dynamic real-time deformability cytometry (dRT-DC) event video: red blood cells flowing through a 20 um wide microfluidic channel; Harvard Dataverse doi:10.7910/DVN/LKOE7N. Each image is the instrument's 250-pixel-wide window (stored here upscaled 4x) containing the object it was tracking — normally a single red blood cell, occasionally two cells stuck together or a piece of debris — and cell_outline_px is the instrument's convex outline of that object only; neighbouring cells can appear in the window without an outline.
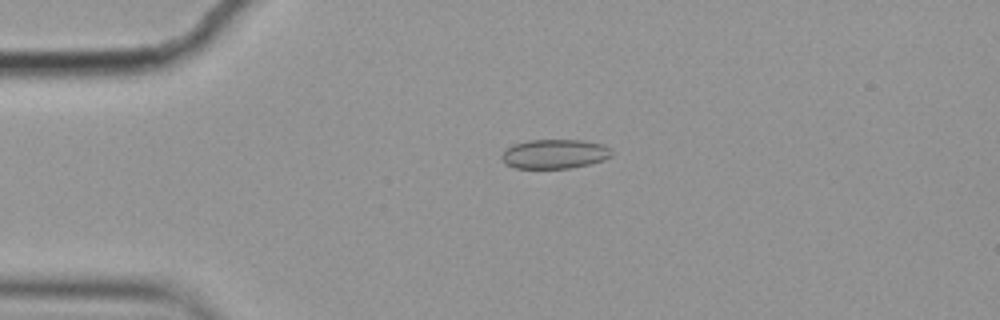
{"species": "common noctule bat (a hibernating species)", "species_latin": "Nyctalus noctula", "temperature_condition": "cold", "stored_images_in_passage": 4, "camera_frame_rate_fps": 3000, "um_per_image_px": 0.085, "animal": {"sex": "female", "body_mass_g": 19.9}, "frame": {"image": 1, "passage_image": 3, "time_ms": 0.667, "image_size_px": [1000, 320], "cell_outline_px": [[612, 156], [604, 160], [588, 164], [568, 168], [516, 168], [508, 164], [500, 156], [508, 148], [516, 144], [528, 140], [584, 140], [604, 144], [612, 152]], "centroid_in_image_um": [47.19, 13.08], "position_along_channel_um": 37.8, "area_um2": 18.55}}